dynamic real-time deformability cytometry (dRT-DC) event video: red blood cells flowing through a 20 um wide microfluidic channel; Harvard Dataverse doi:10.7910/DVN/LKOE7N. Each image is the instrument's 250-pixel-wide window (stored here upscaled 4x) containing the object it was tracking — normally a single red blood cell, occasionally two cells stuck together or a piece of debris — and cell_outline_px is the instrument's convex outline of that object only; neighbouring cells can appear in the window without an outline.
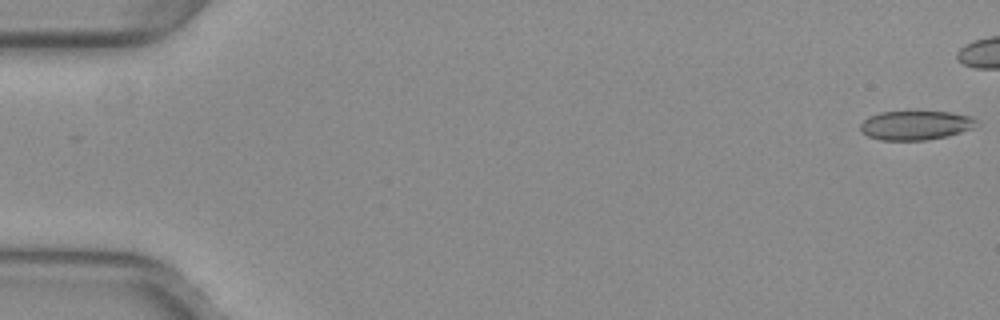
{"species": "common noctule bat (a hibernating species)", "species_latin": "Nyctalus noctula", "temperature_condition": "warm", "stored_images_in_passage": 8, "camera_frame_rate_fps": 3000, "um_per_image_px": 0.085, "animal": {"sex": "female", "body_mass_g": 29.2, "forearm_length_mm": 56.3}, "frame": {"image": 1, "passage_image": 1, "time_ms": 0.0, "image_size_px": [1000, 320], "cell_outline_px": [[976, 120], [972, 128], [948, 136], [928, 140], [880, 140], [868, 136], [860, 132], [860, 124], [868, 116], [880, 112], [952, 112], [972, 116]], "centroid_in_image_um": [77.78, 10.65], "position_along_channel_um": 7.2, "area_um2": 19.71}}